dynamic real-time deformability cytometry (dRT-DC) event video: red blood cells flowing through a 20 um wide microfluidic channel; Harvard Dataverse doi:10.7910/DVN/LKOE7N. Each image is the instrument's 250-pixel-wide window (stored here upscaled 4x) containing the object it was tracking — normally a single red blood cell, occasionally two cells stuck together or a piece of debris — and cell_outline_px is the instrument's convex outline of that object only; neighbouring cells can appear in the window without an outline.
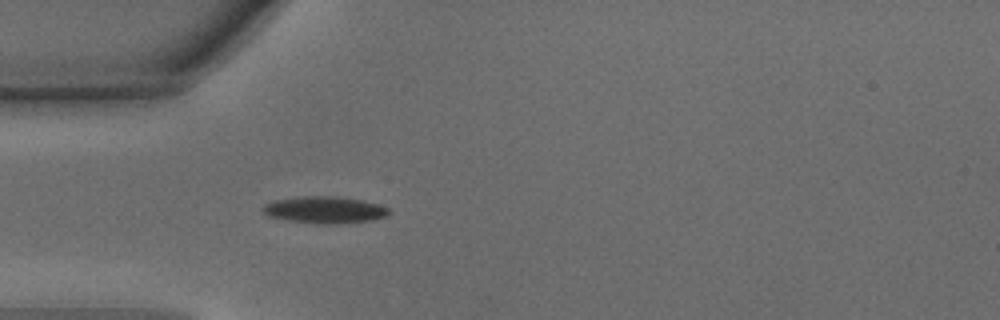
{"species": "common noctule bat (a hibernating species)", "species_latin": "Nyctalus noctula", "temperature_condition": "warm", "stored_images_in_passage": 46, "camera_frame_rate_fps": 3000, "um_per_image_px": 0.085, "animal": {"sex": "male", "body_mass_g": 15.6}, "frame": {"image": 1, "passage_image": 13, "time_ms": 4.0, "image_size_px": [1000, 320], "cell_outline_px": [[392, 212], [388, 216], [372, 220], [344, 224], [320, 224], [284, 220], [268, 216], [260, 208], [264, 204], [272, 200], [300, 196], [336, 196], [360, 200], [376, 204], [388, 208]], "centroid_in_image_um": [27.57, 17.85], "position_along_channel_um": 57.4, "area_um2": 20.06}}
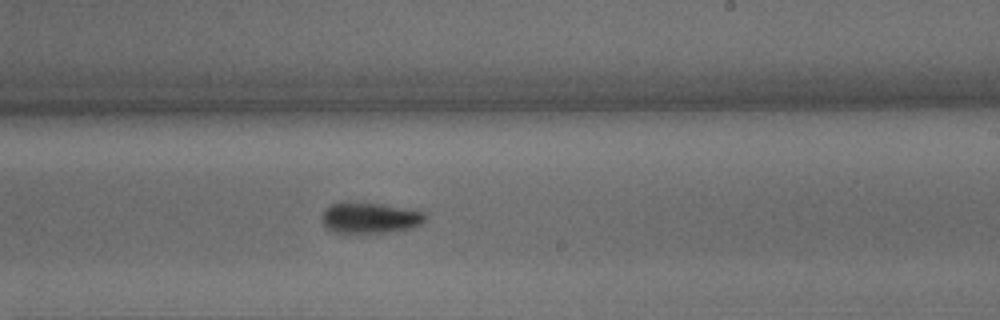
{"frame": {"image": 2, "passage_image": 27, "time_ms": 8.667, "image_size_px": [1000, 320], "cell_outline_px": [[428, 216], [420, 224], [412, 228], [392, 232], [356, 236], [348, 236], [332, 232], [324, 224], [324, 212], [332, 204], [340, 200], [348, 200], [380, 204], [424, 212]], "centroid_in_image_um": [31.4, 18.56], "position_along_channel_um": 257.6, "area_um2": 19.48}}
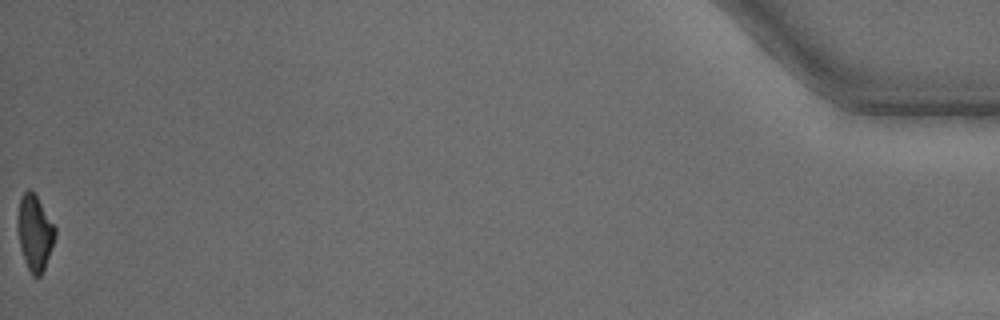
{"frame": {"image": 3, "passage_image": 46, "time_ms": 15.0, "image_size_px": [1000, 320], "cell_outline_px": [[56, 236], [44, 268], [40, 276], [32, 276], [24, 260], [20, 248], [20, 196], [28, 188], [36, 196], [56, 228]], "centroid_in_image_um": [2.99, 19.82], "position_along_channel_um": 432.2, "area_um2": 15.66}, "authors_computed_cell_mechanics": {"area_um2": 17.7735, "velocity_mm_per_s": 4.3528, "shape_relaxation_time_tau1_ms": 2.8187, "shape_relaxation_time_tau2_ms": 4.1381, "deformation_change_tau1": 0.1557, "deformation_change_tau2": 0.1114}}